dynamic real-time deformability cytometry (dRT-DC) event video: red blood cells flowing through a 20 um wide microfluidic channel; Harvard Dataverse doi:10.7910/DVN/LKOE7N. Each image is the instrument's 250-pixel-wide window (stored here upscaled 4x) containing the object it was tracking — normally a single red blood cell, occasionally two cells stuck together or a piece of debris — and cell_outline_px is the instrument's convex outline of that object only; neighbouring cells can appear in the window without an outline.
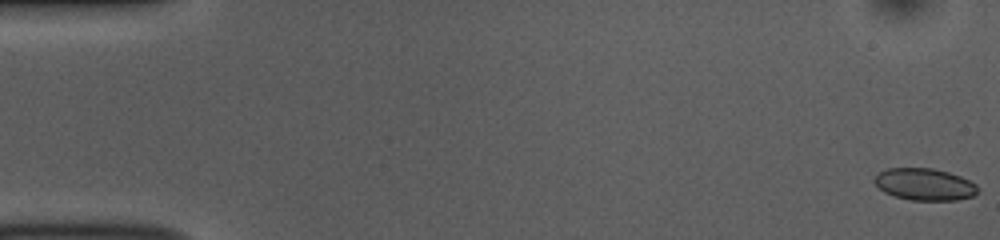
{"species": "common noctule bat (a hibernating species)", "species_latin": "Nyctalus noctula", "temperature_condition": "room temperature", "stored_images_in_passage": 53, "camera_frame_rate_fps": 3000, "um_per_image_px": 0.085, "animal": {"sex": "female", "body_mass_g": 10.0, "forearm_length_mm": 53.1}, "frame": {"image": 1, "passage_image": 1, "time_ms": 0.0, "image_size_px": [1000, 240], "cell_outline_px": [[976, 192], [972, 196], [956, 200], [912, 200], [896, 196], [884, 192], [876, 184], [876, 176], [880, 172], [888, 168], [932, 168], [948, 172], [960, 176], [976, 184]], "centroid_in_image_um": [78.59, 15.66], "position_along_channel_um": 6.4, "area_um2": 18.84}}
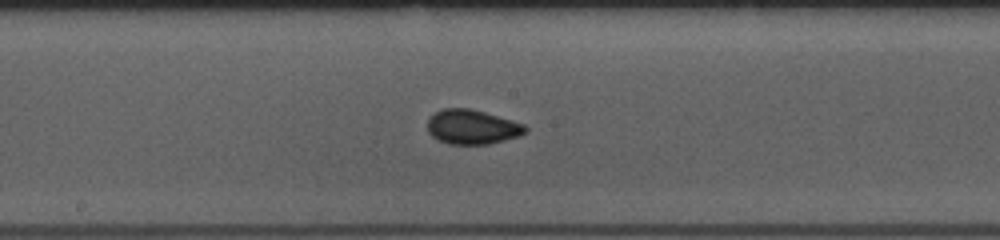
{"frame": {"image": 2, "passage_image": 28, "time_ms": 9.0, "image_size_px": [1000, 240], "cell_outline_px": [[528, 128], [520, 136], [488, 144], [448, 144], [432, 136], [428, 132], [428, 120], [436, 112], [444, 108], [468, 108], [484, 112], [512, 120], [524, 124]], "centroid_in_image_um": [40.14, 10.79], "position_along_channel_um": 208.1, "area_um2": 19.48}}
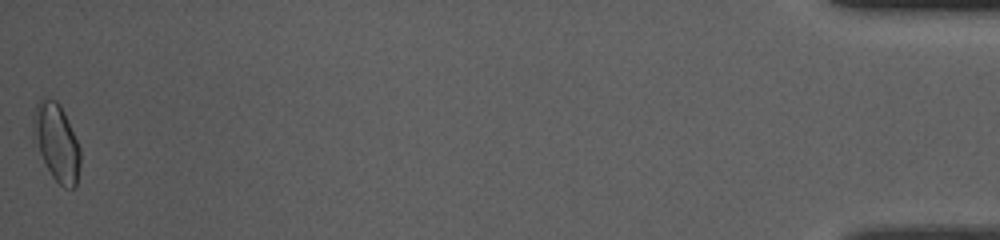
{"frame": {"image": 3, "passage_image": 53, "time_ms": 17.333, "image_size_px": [1000, 240], "cell_outline_px": [[80, 164], [76, 184], [72, 188], [64, 188], [52, 176], [32, 140], [32, 116], [36, 104], [40, 96], [48, 96], [56, 100], [60, 104], [64, 112], [80, 148]], "centroid_in_image_um": [4.76, 12.02], "position_along_channel_um": 430.4, "area_um2": 21.5}, "authors_computed_cell_mechanics": {"area_um2": 19.1318, "velocity_mm_per_s": 3.8068, "shape_relaxation_time_tau1_ms": 2.4011, "shape_relaxation_time_tau2_ms": 1.7938, "deformation_change_tau1": 0.0841, "deformation_change_tau2": 0.043}}